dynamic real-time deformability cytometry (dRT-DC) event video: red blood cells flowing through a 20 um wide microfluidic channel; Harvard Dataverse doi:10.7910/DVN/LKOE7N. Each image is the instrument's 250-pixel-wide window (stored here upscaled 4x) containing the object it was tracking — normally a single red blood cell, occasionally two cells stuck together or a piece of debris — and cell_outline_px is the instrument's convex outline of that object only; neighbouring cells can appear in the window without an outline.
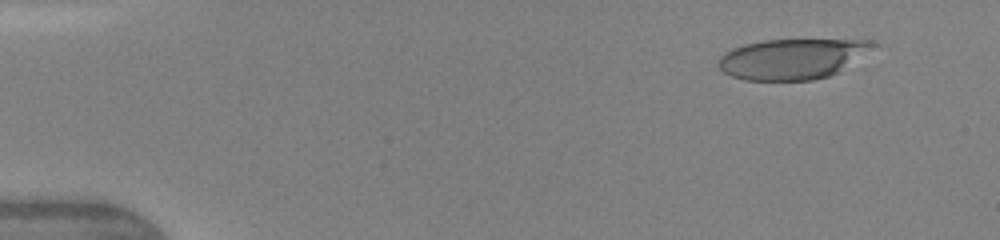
{"species": "human", "species_latin": "Homo sapiens", "temperature_condition": "warm", "stored_images_in_passage": 9, "camera_frame_rate_fps": 3000, "um_per_image_px": 0.085, "donor": {"sex": "female"}, "frame": {"image": 1, "passage_image": 1, "time_ms": 0.0, "image_size_px": [1000, 240], "cell_outline_px": [[880, 44], [840, 72], [828, 76], [812, 80], [744, 80], [732, 76], [724, 72], [716, 64], [720, 56], [724, 52], [732, 48], [744, 44], [764, 40], [872, 40]], "centroid_in_image_um": [67.36, 5.0], "position_along_channel_um": 17.6, "area_um2": 36.59}}
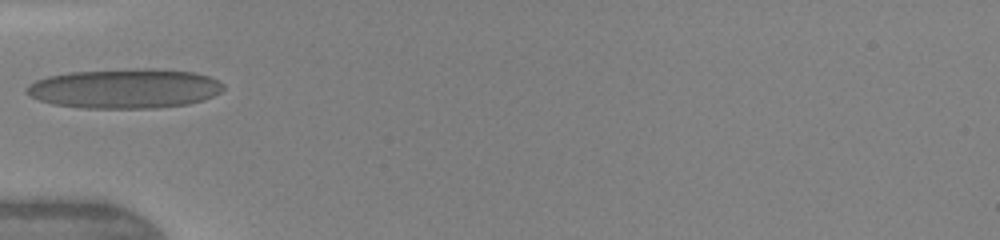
{"frame": {"image": 2, "passage_image": 6, "time_ms": 4.0, "image_size_px": [1000, 240], "cell_outline_px": [[224, 88], [220, 92], [204, 100], [188, 104], [156, 108], [84, 108], [52, 104], [40, 100], [24, 92], [24, 88], [28, 84], [36, 80], [48, 76], [68, 72], [136, 68], [152, 68], [192, 72], [208, 76], [224, 84]], "centroid_in_image_um": [10.58, 7.52], "position_along_channel_um": 74.4, "area_um2": 45.66}}